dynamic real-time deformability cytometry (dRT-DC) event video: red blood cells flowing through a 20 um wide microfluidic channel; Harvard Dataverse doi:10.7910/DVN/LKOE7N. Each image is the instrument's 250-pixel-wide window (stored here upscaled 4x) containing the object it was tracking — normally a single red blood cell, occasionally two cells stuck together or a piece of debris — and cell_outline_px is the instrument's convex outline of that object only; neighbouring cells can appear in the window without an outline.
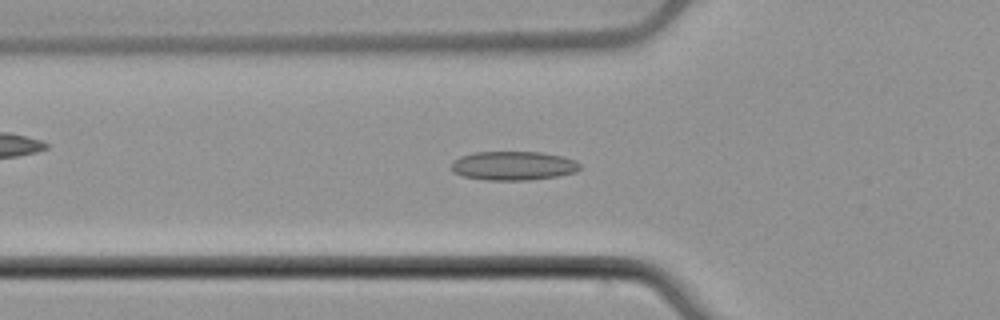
{"species": "common noctule bat (a hibernating species)", "species_latin": "Nyctalus noctula", "temperature_condition": "cold", "stored_images_in_passage": 47, "camera_frame_rate_fps": 3000, "um_per_image_px": 0.085, "animal": {"sex": "male", "body_mass_g": 21.5, "forearm_length_mm": 52.0}, "frame": {"image": 1, "passage_image": 18, "time_ms": 5.667, "image_size_px": [1000, 320], "cell_outline_px": [[580, 168], [576, 172], [556, 176], [528, 180], [484, 180], [464, 176], [452, 172], [452, 160], [460, 156], [476, 152], [540, 152], [564, 156], [576, 160], [580, 164]], "centroid_in_image_um": [43.63, 14.08], "position_along_channel_um": 82.2, "area_um2": 21.79}}
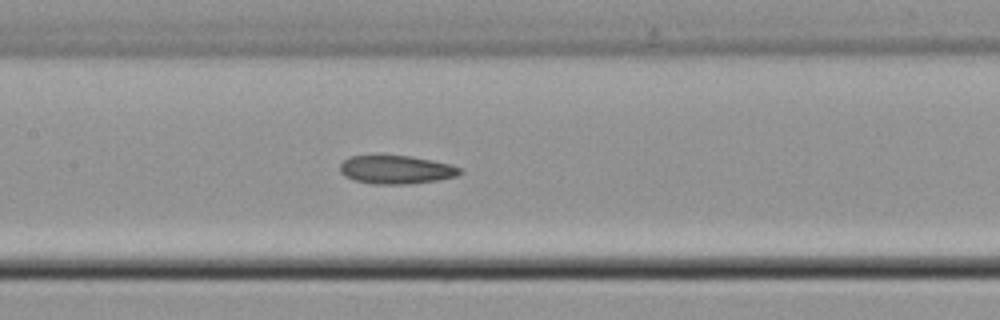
{"frame": {"image": 2, "passage_image": 25, "time_ms": 8.0, "image_size_px": [1000, 320], "cell_outline_px": [[464, 172], [460, 176], [440, 180], [408, 184], [372, 184], [356, 180], [344, 176], [340, 172], [340, 164], [344, 160], [352, 156], [412, 156], [432, 160], [448, 164], [460, 168]], "centroid_in_image_um": [33.72, 14.43], "position_along_channel_um": 173.7, "area_um2": 19.88}}
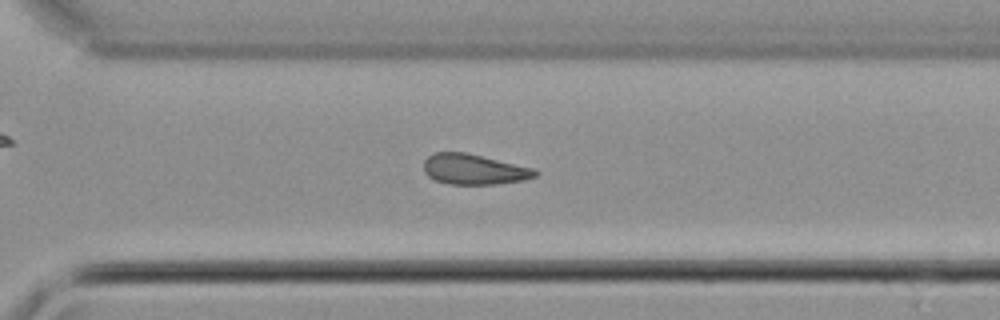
{"frame": {"image": 3, "passage_image": 37, "time_ms": 12.0, "image_size_px": [1000, 320], "cell_outline_px": [[540, 172], [536, 176], [524, 180], [496, 184], [448, 184], [436, 180], [428, 176], [424, 172], [424, 160], [428, 156], [436, 152], [464, 152], [536, 168]], "centroid_in_image_um": [40.32, 14.39], "position_along_channel_um": 330.3, "area_um2": 19.83}, "authors_computed_cell_mechanics": {"area_um2": 20.1144, "velocity_mm_per_s": 3.9184, "shape_relaxation_time_tau1_ms": null, "shape_relaxation_time_tau2_ms": 9.1759, "deformation_change_tau1": null, "deformation_change_tau2": 0.1514}}